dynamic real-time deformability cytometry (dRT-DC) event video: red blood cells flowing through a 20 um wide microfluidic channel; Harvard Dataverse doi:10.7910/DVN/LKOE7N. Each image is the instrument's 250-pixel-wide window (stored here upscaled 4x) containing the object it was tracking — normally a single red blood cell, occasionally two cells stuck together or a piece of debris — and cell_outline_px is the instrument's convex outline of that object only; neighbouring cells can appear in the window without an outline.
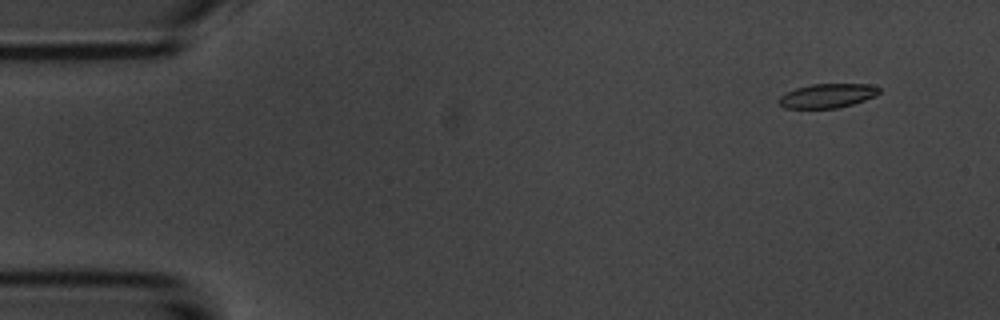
{"species": "common noctule bat (a hibernating species)", "species_latin": "Nyctalus noctula", "temperature_condition": "room temperature", "stored_images_in_passage": 5, "camera_frame_rate_fps": 3000, "um_per_image_px": 0.085, "animal": {"sex": "male", "body_mass_g": 20.1, "forearm_length_mm": 53.5}, "frame": {"image": 1, "passage_image": 2, "time_ms": 1.0, "image_size_px": [1000, 320], "cell_outline_px": [[880, 92], [876, 96], [852, 104], [836, 108], [784, 108], [776, 100], [784, 92], [796, 88], [812, 84], [872, 84], [880, 88]], "centroid_in_image_um": [70.31, 8.13], "position_along_channel_um": 14.7, "area_um2": 14.22}}
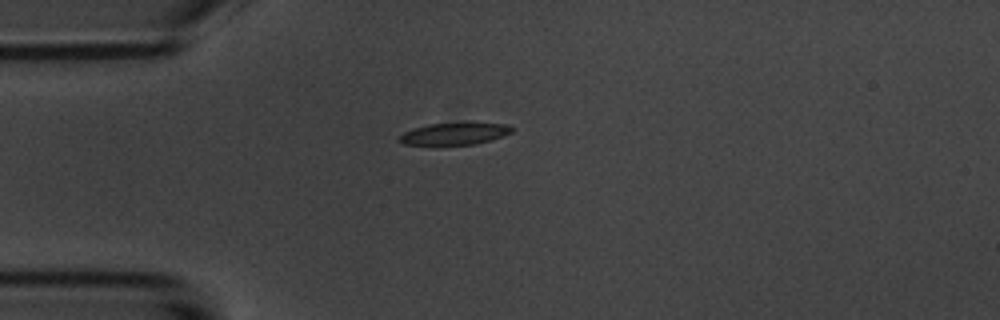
{"frame": {"image": 2, "passage_image": 5, "time_ms": 4.333, "image_size_px": [1000, 320], "cell_outline_px": [[512, 132], [476, 144], [404, 144], [396, 140], [404, 132], [428, 124], [508, 124], [512, 128]], "centroid_in_image_um": [38.58, 11.38], "position_along_channel_um": 46.4, "area_um2": 13.64}}